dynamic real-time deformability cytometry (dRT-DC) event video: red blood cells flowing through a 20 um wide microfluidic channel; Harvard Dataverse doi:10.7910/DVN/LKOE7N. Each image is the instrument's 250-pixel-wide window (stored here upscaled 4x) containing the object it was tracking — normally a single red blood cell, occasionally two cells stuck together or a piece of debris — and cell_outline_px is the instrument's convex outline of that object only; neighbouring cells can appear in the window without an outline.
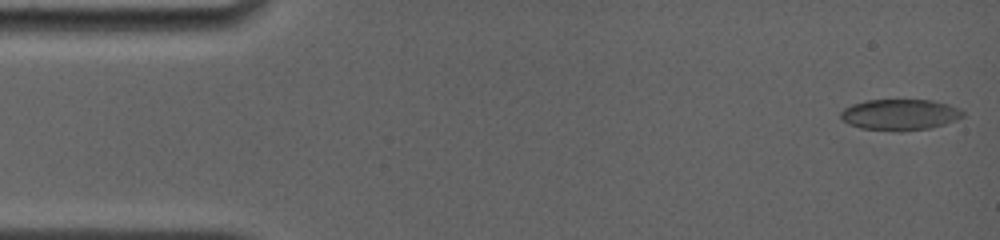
{"species": "common noctule bat (a hibernating species)", "species_latin": "Nyctalus noctula", "temperature_condition": "room temperature", "stored_images_in_passage": 29, "camera_frame_rate_fps": 4000, "um_per_image_px": 0.085, "animal": {"sex": "female", "body_mass_g": 19.0, "forearm_length_mm": 56.7}, "frame": {"image": 1, "passage_image": 1, "time_ms": 0.0, "image_size_px": [1000, 240], "cell_outline_px": [[964, 116], [944, 124], [932, 128], [900, 132], [860, 128], [848, 124], [840, 116], [840, 112], [844, 108], [852, 104], [864, 100], [932, 100], [948, 104], [960, 108], [964, 112]], "centroid_in_image_um": [76.49, 9.75], "position_along_channel_um": 8.5, "area_um2": 22.31}}
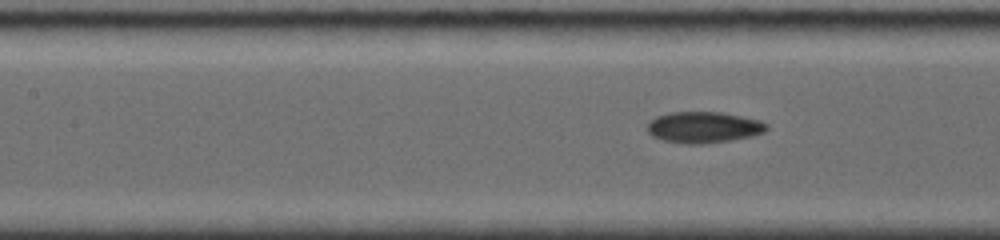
{"frame": {"image": 2, "passage_image": 17, "time_ms": 6.75, "image_size_px": [1000, 240], "cell_outline_px": [[768, 128], [764, 132], [752, 136], [704, 144], [692, 144], [664, 140], [652, 136], [648, 132], [648, 120], [656, 116], [668, 112], [724, 112], [760, 120], [768, 124]], "centroid_in_image_um": [59.81, 10.8], "position_along_channel_um": 147.6, "area_um2": 21.73}}
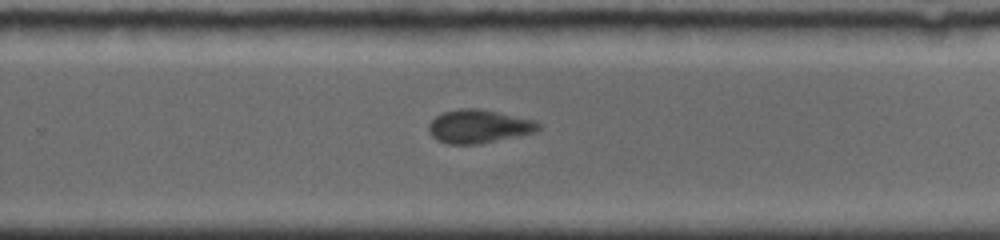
{"frame": {"image": 3, "passage_image": 29, "time_ms": 10.5, "image_size_px": [1000, 240], "cell_outline_px": [[540, 128], [536, 132], [480, 144], [448, 144], [436, 140], [428, 132], [428, 124], [436, 116], [444, 112], [460, 108], [476, 108], [536, 120], [540, 124]], "centroid_in_image_um": [40.68, 10.75], "position_along_channel_um": 289.1, "area_um2": 21.39}}